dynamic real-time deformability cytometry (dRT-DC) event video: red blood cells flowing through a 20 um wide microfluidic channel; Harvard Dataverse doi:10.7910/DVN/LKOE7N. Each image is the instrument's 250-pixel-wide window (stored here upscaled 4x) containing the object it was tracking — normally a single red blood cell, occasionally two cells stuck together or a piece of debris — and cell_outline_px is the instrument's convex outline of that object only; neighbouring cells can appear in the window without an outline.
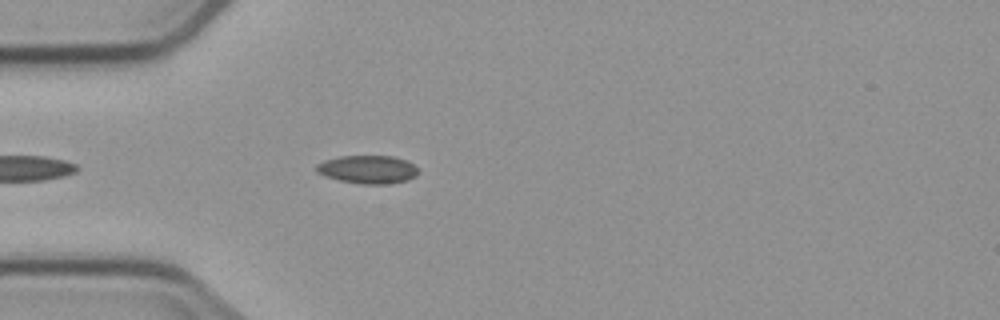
{"species": "common noctule bat (a hibernating species)", "species_latin": "Nyctalus noctula", "temperature_condition": "cold", "stored_images_in_passage": 1, "camera_frame_rate_fps": 3000, "um_per_image_px": 0.085, "animal": {"sex": "male", "body_mass_g": 23.1, "forearm_length_mm": 52.7}, "frame": {"image": 1, "passage_image": 1, "time_ms": 0.0, "image_size_px": [1000, 320], "cell_outline_px": [[420, 172], [416, 176], [408, 180], [388, 184], [364, 184], [340, 180], [324, 176], [316, 172], [316, 164], [324, 160], [340, 156], [392, 156], [404, 160], [412, 164]], "centroid_in_image_um": [31.25, 14.4], "position_along_channel_um": 53.8, "area_um2": 16.7}}